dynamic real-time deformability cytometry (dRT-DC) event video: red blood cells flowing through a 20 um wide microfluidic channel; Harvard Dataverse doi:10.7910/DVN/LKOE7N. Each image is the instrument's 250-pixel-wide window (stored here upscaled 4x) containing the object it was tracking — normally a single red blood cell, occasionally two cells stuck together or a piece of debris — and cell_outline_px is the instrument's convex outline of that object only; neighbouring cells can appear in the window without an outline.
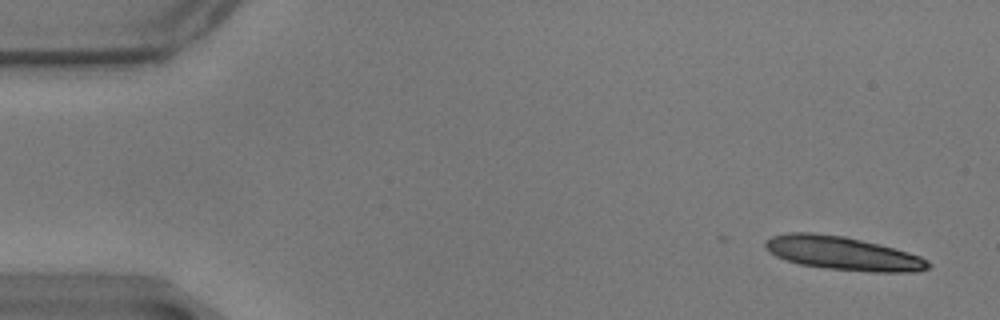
{"species": "common noctule bat (a hibernating species)", "species_latin": "Nyctalus noctula", "temperature_condition": "warm", "stored_images_in_passage": 14, "camera_frame_rate_fps": 3000, "um_per_image_px": 0.085, "animal": {"sex": "male", "body_mass_g": 17.9}, "frame": {"image": 1, "passage_image": 1, "time_ms": 0.0, "image_size_px": [1000, 320], "cell_outline_px": [[932, 264], [928, 268], [916, 272], [872, 272], [828, 268], [800, 264], [776, 256], [764, 244], [772, 236], [792, 232], [812, 232], [844, 236], [880, 244], [908, 252], [920, 256], [928, 260]], "centroid_in_image_um": [71.71, 21.53], "position_along_channel_um": 13.3, "area_um2": 31.56}}